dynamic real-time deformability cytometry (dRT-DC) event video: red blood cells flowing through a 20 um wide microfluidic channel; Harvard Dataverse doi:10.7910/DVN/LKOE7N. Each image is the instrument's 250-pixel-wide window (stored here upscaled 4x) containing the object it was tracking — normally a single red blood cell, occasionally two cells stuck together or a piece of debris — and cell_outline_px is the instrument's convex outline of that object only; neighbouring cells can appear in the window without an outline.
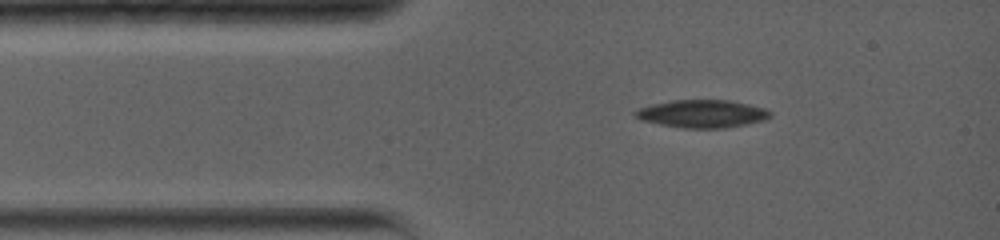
{"species": "common noctule bat (a hibernating species)", "species_latin": "Nyctalus noctula", "temperature_condition": "warm", "stored_images_in_passage": 2, "camera_frame_rate_fps": 5000, "um_per_image_px": 0.085, "animal": {"sex": "female", "body_mass_g": 19.0, "forearm_length_mm": 56.7}, "frame": {"image": 1, "passage_image": 1, "time_ms": 0.0, "image_size_px": [1000, 240], "cell_outline_px": [[772, 116], [764, 120], [724, 128], [680, 128], [640, 120], [632, 112], [636, 108], [652, 104], [672, 100], [728, 100], [748, 104], [764, 108], [772, 112]], "centroid_in_image_um": [59.64, 9.66], "position_along_channel_um": 25.4, "area_um2": 21.91}}